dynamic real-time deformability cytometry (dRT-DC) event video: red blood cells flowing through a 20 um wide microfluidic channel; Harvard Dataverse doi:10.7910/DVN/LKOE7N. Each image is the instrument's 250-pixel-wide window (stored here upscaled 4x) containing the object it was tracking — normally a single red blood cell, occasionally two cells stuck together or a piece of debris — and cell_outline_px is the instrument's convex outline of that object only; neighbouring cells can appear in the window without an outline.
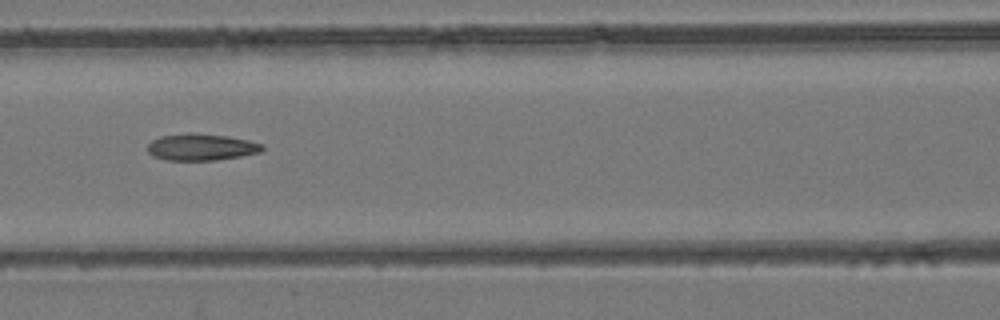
{"species": "common noctule bat (a hibernating species)", "species_latin": "Nyctalus noctula", "temperature_condition": "room temperature", "stored_images_in_passage": 6, "camera_frame_rate_fps": 3000, "um_per_image_px": 0.085, "animal": {"sex": "female", "body_mass_g": 24.6, "forearm_length_mm": 56.2}, "frame": {"image": 1, "passage_image": 3, "time_ms": 2.333, "image_size_px": [1000, 320], "cell_outline_px": [[264, 148], [260, 152], [240, 156], [216, 160], [168, 160], [152, 156], [148, 152], [148, 144], [152, 140], [160, 136], [192, 132], [228, 136], [248, 140], [264, 144]], "centroid_in_image_um": [17.1, 12.49], "position_along_channel_um": 149.5, "area_um2": 17.92}}
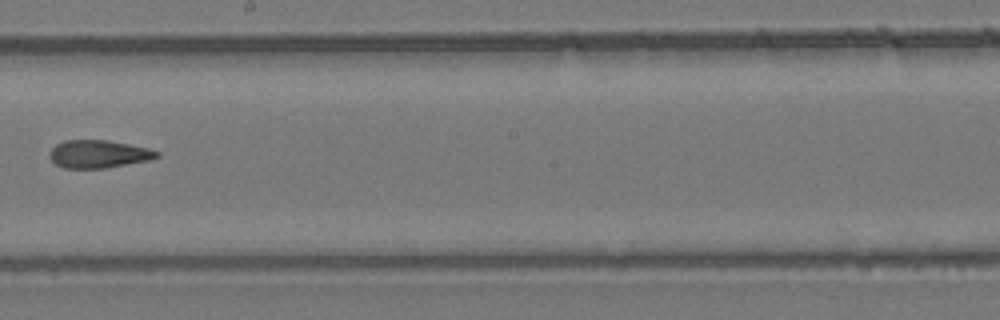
{"frame": {"image": 2, "passage_image": 5, "time_ms": 4.667, "image_size_px": [1000, 320], "cell_outline_px": [[160, 156], [148, 160], [104, 168], [64, 168], [56, 164], [48, 156], [52, 148], [56, 144], [64, 140], [108, 140], [148, 148], [160, 152]], "centroid_in_image_um": [8.36, 13.08], "position_along_channel_um": 239.8, "area_um2": 17.28}}
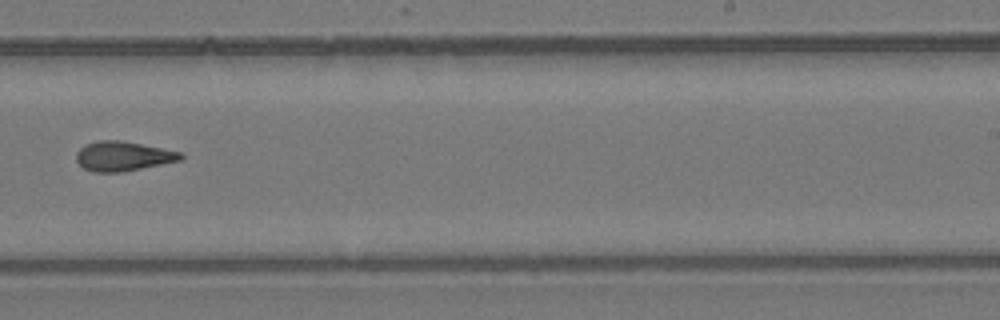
{"frame": {"image": 3, "passage_image": 6, "time_ms": 5.667, "image_size_px": [1000, 320], "cell_outline_px": [[184, 156], [180, 160], [124, 172], [92, 172], [84, 168], [76, 160], [76, 152], [84, 144], [96, 140], [120, 140], [184, 152]], "centroid_in_image_um": [10.45, 13.27], "position_along_channel_um": 278.6, "area_um2": 18.15}}